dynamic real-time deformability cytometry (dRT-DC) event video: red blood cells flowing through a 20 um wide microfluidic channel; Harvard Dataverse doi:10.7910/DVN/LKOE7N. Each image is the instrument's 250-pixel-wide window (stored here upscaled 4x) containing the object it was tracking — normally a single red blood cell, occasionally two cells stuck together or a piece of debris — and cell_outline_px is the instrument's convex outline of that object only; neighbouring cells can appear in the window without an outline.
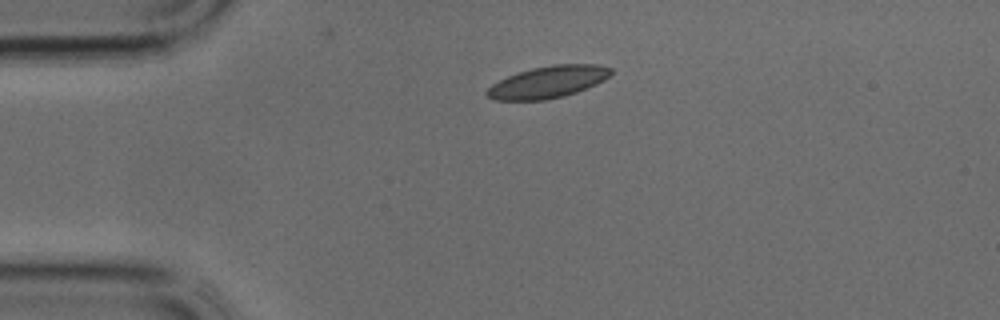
{"species": "common noctule bat (a hibernating species)", "species_latin": "Nyctalus noctula", "temperature_condition": "cold", "stored_images_in_passage": 25, "camera_frame_rate_fps": 3000, "um_per_image_px": 0.085, "animal": {"sex": "male", "body_mass_g": 17.9, "forearm_length_mm": 54.2}, "frame": {"image": 1, "passage_image": 1, "time_ms": 0.0, "image_size_px": [1000, 320], "cell_outline_px": [[612, 72], [604, 80], [596, 84], [576, 92], [564, 96], [544, 100], [492, 100], [484, 92], [492, 84], [508, 76], [532, 68], [552, 64], [596, 64], [612, 68]], "centroid_in_image_um": [46.57, 6.97], "position_along_channel_um": 38.4, "area_um2": 22.95}}
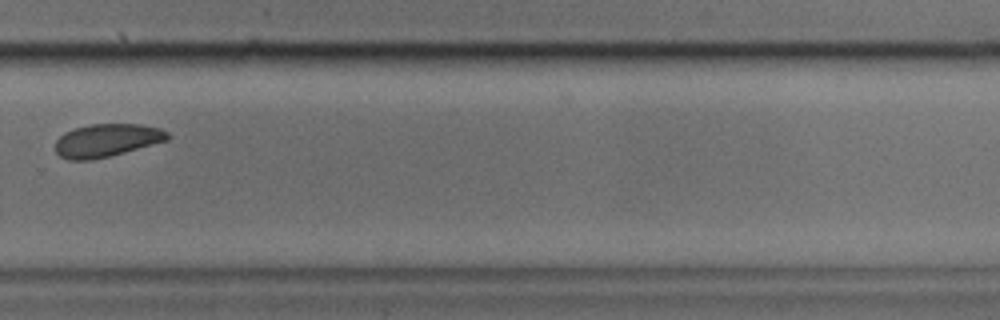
{"frame": {"image": 2, "passage_image": 19, "time_ms": 6.0, "image_size_px": [1000, 320], "cell_outline_px": [[172, 136], [168, 140], [124, 152], [92, 160], [68, 160], [60, 156], [56, 152], [56, 140], [64, 132], [88, 124], [140, 124], [160, 128], [168, 132]], "centroid_in_image_um": [9.08, 11.92], "position_along_channel_um": 320.7, "area_um2": 21.56}}
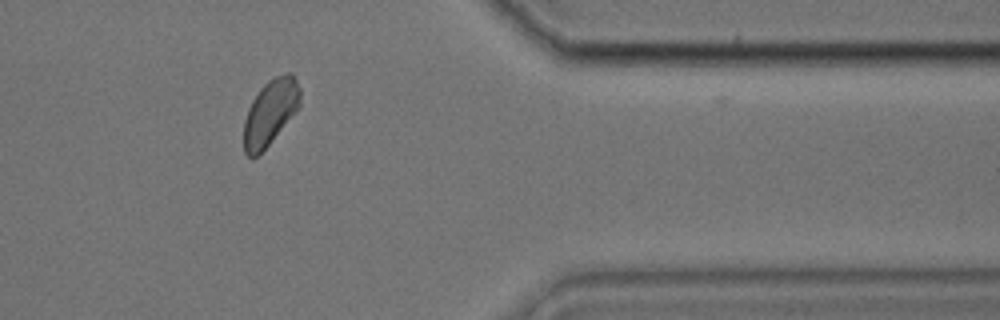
{"frame": {"image": 3, "passage_image": 24, "time_ms": 7.667, "image_size_px": [1000, 320], "cell_outline_px": [[300, 104], [268, 144], [256, 156], [248, 156], [244, 152], [244, 120], [248, 108], [252, 100], [260, 88], [268, 80], [276, 76], [288, 72], [292, 72], [300, 88]], "centroid_in_image_um": [22.95, 9.49], "position_along_channel_um": 388.5, "area_um2": 20.92}}